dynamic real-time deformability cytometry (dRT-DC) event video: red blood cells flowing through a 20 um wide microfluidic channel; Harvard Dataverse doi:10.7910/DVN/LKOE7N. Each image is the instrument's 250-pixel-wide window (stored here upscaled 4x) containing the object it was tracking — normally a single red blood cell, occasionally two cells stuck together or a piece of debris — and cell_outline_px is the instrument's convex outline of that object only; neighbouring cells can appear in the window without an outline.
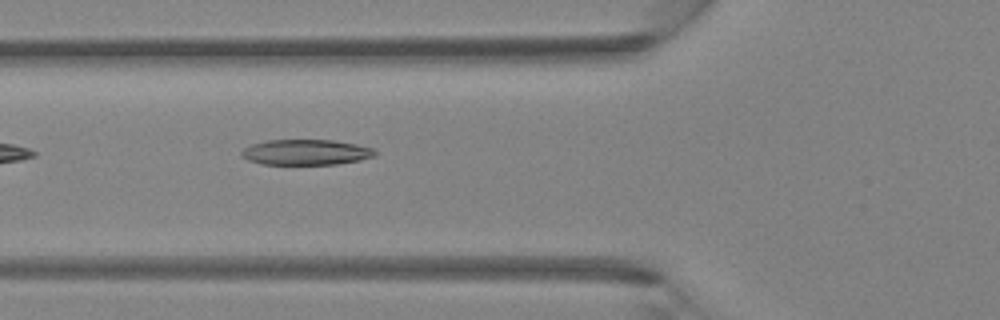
{"species": "Egyptian fruit bat (a non-hibernating species)", "species_latin": "Rousettus aegyptiacus", "temperature_condition": "room temperature", "stored_images_in_passage": 4, "camera_frame_rate_fps": 3000, "um_per_image_px": 0.085, "animal": {"sex": "female"}, "frame": {"image": 1, "passage_image": 4, "time_ms": 1.0, "image_size_px": [1000, 320], "cell_outline_px": [[376, 156], [360, 160], [336, 164], [264, 164], [248, 160], [240, 156], [240, 152], [244, 148], [252, 144], [268, 140], [332, 140], [356, 144], [372, 148], [376, 152]], "centroid_in_image_um": [25.99, 12.94], "position_along_channel_um": 99.8, "area_um2": 19.77}}